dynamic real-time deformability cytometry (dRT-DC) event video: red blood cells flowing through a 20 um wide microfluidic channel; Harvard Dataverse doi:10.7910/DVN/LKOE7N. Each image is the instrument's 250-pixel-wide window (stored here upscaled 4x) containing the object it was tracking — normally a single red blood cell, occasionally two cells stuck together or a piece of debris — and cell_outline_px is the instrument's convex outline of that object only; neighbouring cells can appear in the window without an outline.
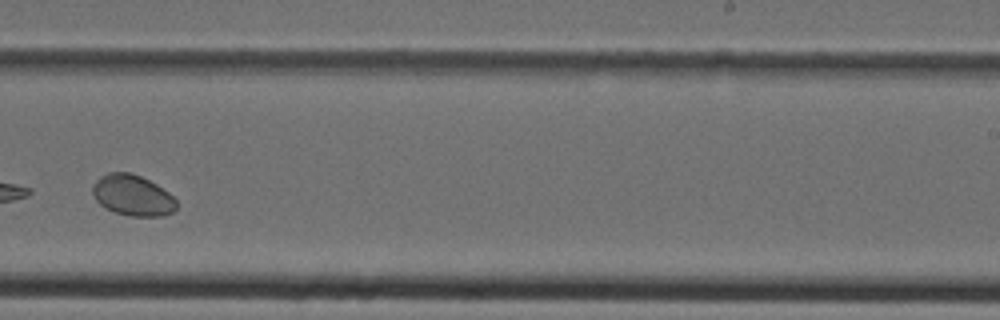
{"species": "Egyptian fruit bat (a non-hibernating species)", "species_latin": "Rousettus aegyptiacus", "temperature_condition": "cold", "stored_images_in_passage": 31, "camera_frame_rate_fps": 3000, "um_per_image_px": 0.085, "animal": {"sex": "female"}, "frame": {"image": 1, "passage_image": 18, "time_ms": 5.667, "image_size_px": [1000, 320], "cell_outline_px": [[176, 208], [172, 212], [160, 216], [132, 216], [116, 212], [104, 208], [96, 200], [92, 192], [92, 184], [100, 176], [108, 172], [128, 172], [140, 176], [156, 184], [168, 192], [176, 200]], "centroid_in_image_um": [11.24, 16.59], "position_along_channel_um": 277.8, "area_um2": 19.88}}